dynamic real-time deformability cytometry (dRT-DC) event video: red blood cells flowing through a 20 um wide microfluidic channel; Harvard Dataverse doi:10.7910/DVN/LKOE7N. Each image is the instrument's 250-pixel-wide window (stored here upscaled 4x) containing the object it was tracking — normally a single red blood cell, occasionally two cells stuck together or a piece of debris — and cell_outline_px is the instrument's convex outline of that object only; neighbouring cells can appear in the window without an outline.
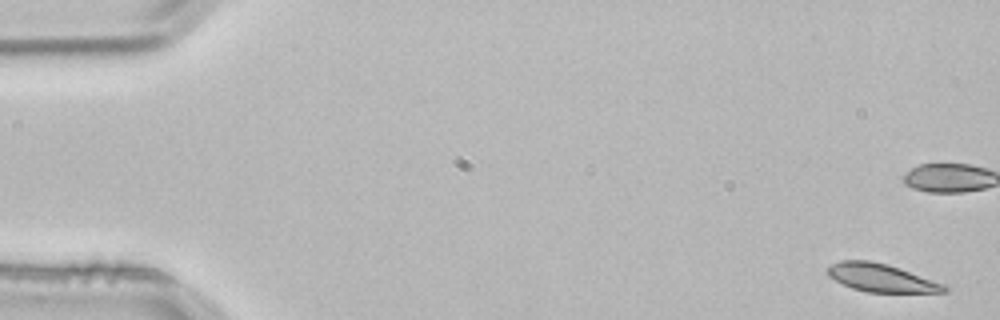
{"species": "common noctule bat (a hibernating species)", "species_latin": "Nyctalus noctula", "temperature_condition": "room temperature", "stored_images_in_passage": 4, "camera_frame_rate_fps": 3000, "um_per_image_px": 0.085, "animal": {"sex": "male", "body_mass_g": 21.5, "forearm_length_mm": 52.0}, "frame": {"image": 1, "passage_image": 1, "time_ms": 0.0, "image_size_px": [1000, 320], "cell_outline_px": [[948, 292], [868, 292], [852, 288], [828, 276], [828, 268], [832, 264], [840, 260], [868, 260], [888, 264], [948, 284]], "centroid_in_image_um": [74.98, 23.61], "position_along_channel_um": 10.0, "area_um2": 19.13}}
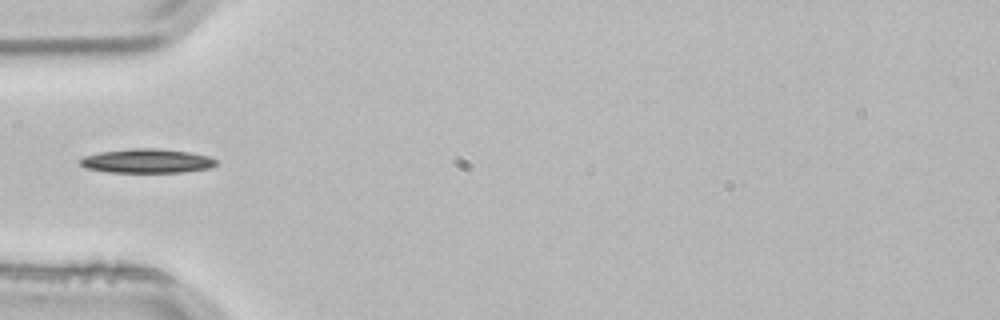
{"frame": {"image": 2, "passage_image": 4, "time_ms": 1.0, "image_size_px": [1000, 320], "cell_outline_px": [[216, 164], [208, 168], [184, 172], [108, 172], [84, 168], [76, 160], [84, 156], [100, 152], [132, 148], [156, 148], [188, 152], [208, 156], [216, 160]], "centroid_in_image_um": [12.42, 13.68], "position_along_channel_um": 72.6, "area_um2": 19.13}}